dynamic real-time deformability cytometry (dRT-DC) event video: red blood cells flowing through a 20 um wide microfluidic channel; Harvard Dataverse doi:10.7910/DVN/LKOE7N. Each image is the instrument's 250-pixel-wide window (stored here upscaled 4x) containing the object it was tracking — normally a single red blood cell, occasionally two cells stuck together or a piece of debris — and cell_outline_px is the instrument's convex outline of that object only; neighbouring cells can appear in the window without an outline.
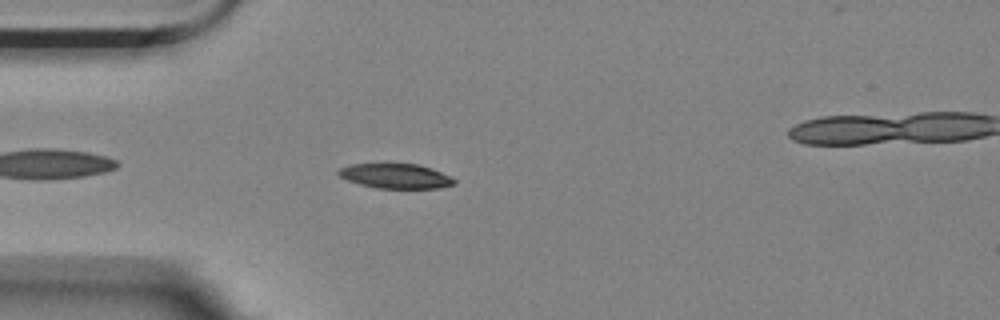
{"species": "Egyptian fruit bat (a non-hibernating species)", "species_latin": "Rousettus aegyptiacus", "temperature_condition": "room temperature", "stored_images_in_passage": 5, "segment_of_instrument_passage": [2, 2], "camera_frame_rate_fps": 3000, "um_per_image_px": 0.085, "animal": {"sex": "female"}, "frame": {"image": 1, "passage_image": 5, "time_ms": 1.333, "image_size_px": [1000, 320], "cell_outline_px": [[456, 184], [440, 188], [376, 188], [360, 184], [348, 180], [340, 176], [336, 172], [340, 168], [352, 164], [384, 160], [388, 160], [416, 164], [432, 168], [452, 176], [456, 180]], "centroid_in_image_um": [33.62, 14.9], "position_along_channel_um": 51.4, "area_um2": 17.69}}